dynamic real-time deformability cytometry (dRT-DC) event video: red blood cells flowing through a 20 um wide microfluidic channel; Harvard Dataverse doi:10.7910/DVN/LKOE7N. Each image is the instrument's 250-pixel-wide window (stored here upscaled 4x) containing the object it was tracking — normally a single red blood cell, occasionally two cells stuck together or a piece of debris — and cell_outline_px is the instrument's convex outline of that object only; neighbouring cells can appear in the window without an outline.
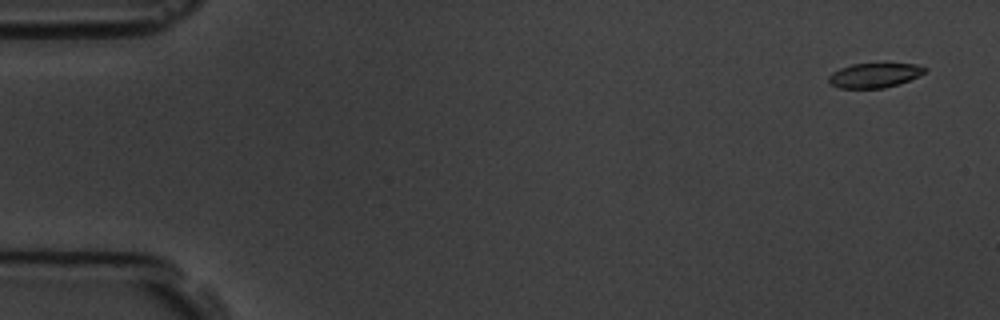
{"species": "common noctule bat (a hibernating species)", "species_latin": "Nyctalus noctula", "temperature_condition": "room temperature", "stored_images_in_passage": 5, "camera_frame_rate_fps": 3000, "um_per_image_px": 0.085, "animal": {"sex": "male", "body_mass_g": 19.5, "forearm_length_mm": 54.6}, "frame": {"image": 1, "passage_image": 1, "time_ms": 0.0, "image_size_px": [1000, 320], "cell_outline_px": [[928, 68], [924, 72], [900, 84], [884, 88], [840, 88], [828, 84], [828, 76], [832, 72], [840, 68], [852, 64], [916, 64]], "centroid_in_image_um": [74.27, 6.41], "position_along_channel_um": 10.7, "area_um2": 13.7}}
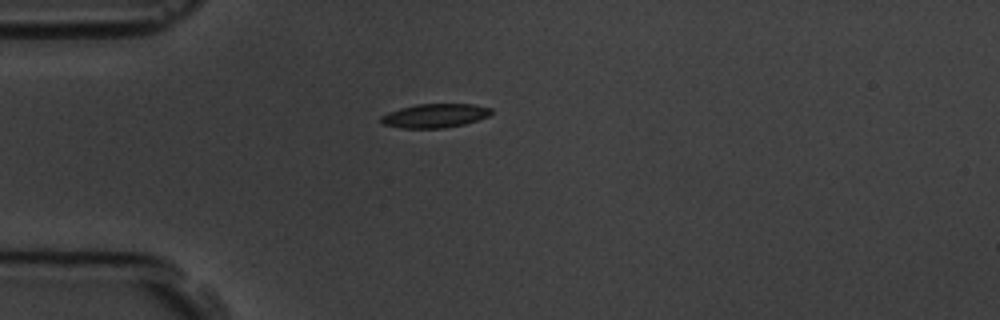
{"frame": {"image": 2, "passage_image": 5, "time_ms": 4.333, "image_size_px": [1000, 320], "cell_outline_px": [[492, 112], [488, 116], [464, 124], [444, 128], [400, 128], [380, 124], [380, 116], [388, 112], [400, 108], [416, 104], [472, 104], [492, 108]], "centroid_in_image_um": [36.91, 9.83], "position_along_channel_um": 48.1, "area_um2": 15.43}}